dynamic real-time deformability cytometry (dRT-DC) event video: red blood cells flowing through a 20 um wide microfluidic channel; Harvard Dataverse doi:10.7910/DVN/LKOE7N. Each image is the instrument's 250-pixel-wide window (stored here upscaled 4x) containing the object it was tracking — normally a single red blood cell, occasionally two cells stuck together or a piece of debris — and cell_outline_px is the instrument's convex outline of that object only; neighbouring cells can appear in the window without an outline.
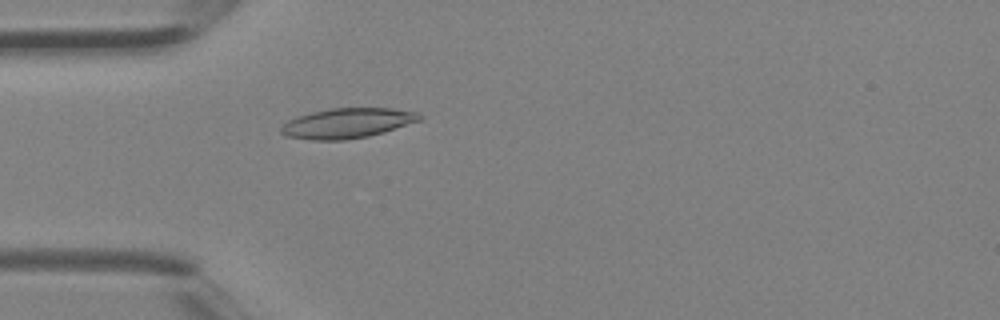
{"species": "Egyptian fruit bat (a non-hibernating species)", "species_latin": "Rousettus aegyptiacus", "temperature_condition": "room temperature", "stored_images_in_passage": 32, "camera_frame_rate_fps": 3000, "um_per_image_px": 0.085, "animal": {"sex": "female"}, "frame": {"image": 1, "passage_image": 9, "time_ms": 2.667, "image_size_px": [1000, 320], "cell_outline_px": [[424, 116], [420, 120], [384, 132], [368, 136], [344, 140], [312, 140], [284, 136], [280, 132], [280, 128], [288, 120], [296, 116], [312, 112], [332, 108], [392, 108], [416, 112]], "centroid_in_image_um": [29.49, 10.47], "position_along_channel_um": 55.5, "area_um2": 24.22}}
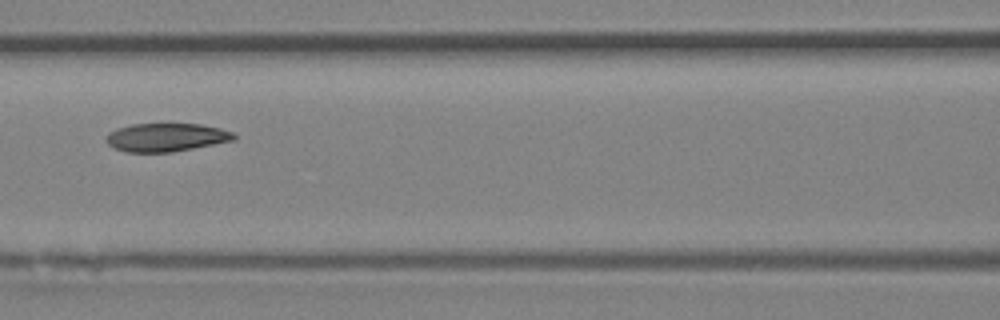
{"frame": {"image": 2, "passage_image": 15, "time_ms": 4.667, "image_size_px": [1000, 320], "cell_outline_px": [[236, 140], [172, 152], [128, 152], [112, 148], [104, 140], [108, 132], [116, 128], [132, 124], [200, 124], [220, 128], [232, 132], [236, 136]], "centroid_in_image_um": [14.09, 11.67], "position_along_channel_um": 152.5, "area_um2": 21.21}}
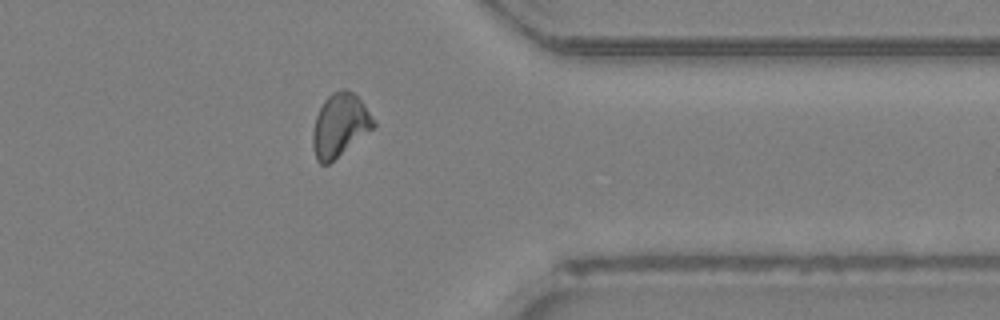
{"frame": {"image": 3, "passage_image": 29, "time_ms": 9.333, "image_size_px": [1000, 320], "cell_outline_px": [[376, 124], [372, 128], [328, 164], [320, 164], [316, 160], [312, 144], [312, 132], [316, 116], [324, 100], [332, 92], [344, 88], [348, 88], [364, 104]], "centroid_in_image_um": [28.84, 10.62], "position_along_channel_um": 382.6, "area_um2": 21.91}}